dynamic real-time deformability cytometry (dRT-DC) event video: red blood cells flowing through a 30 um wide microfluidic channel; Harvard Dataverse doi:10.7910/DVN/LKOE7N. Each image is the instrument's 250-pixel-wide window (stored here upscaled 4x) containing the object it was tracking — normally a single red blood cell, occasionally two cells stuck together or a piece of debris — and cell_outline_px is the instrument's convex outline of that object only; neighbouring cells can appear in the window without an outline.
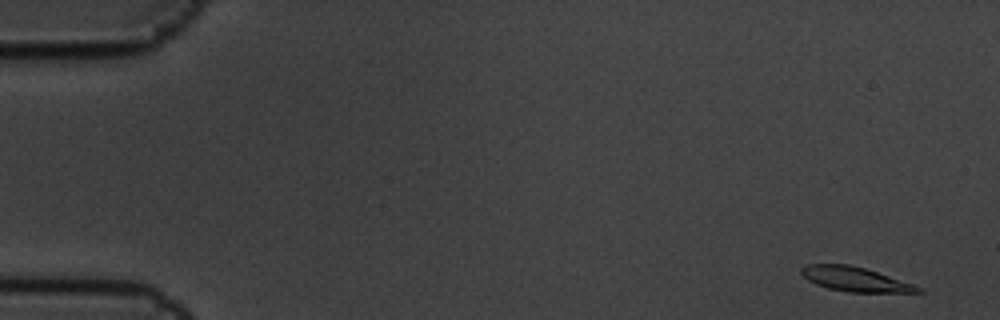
{"species": "common noctule bat (a hibernating species)", "species_latin": "Nyctalus noctula", "temperature_condition": "cold", "stored_images_in_passage": 6, "camera_frame_rate_fps": 3000, "um_per_image_px": 0.085, "animal": {"sex": "male", "body_mass_g": 19.5, "forearm_length_mm": 54.6}, "frame": {"image": 1, "passage_image": 1, "time_ms": 0.0, "image_size_px": [1000, 320], "cell_outline_px": [[924, 292], [848, 292], [828, 288], [816, 284], [808, 280], [800, 272], [800, 268], [808, 264], [848, 264], [864, 268], [924, 288]], "centroid_in_image_um": [72.66, 23.73], "position_along_channel_um": 12.3, "area_um2": 16.36}}